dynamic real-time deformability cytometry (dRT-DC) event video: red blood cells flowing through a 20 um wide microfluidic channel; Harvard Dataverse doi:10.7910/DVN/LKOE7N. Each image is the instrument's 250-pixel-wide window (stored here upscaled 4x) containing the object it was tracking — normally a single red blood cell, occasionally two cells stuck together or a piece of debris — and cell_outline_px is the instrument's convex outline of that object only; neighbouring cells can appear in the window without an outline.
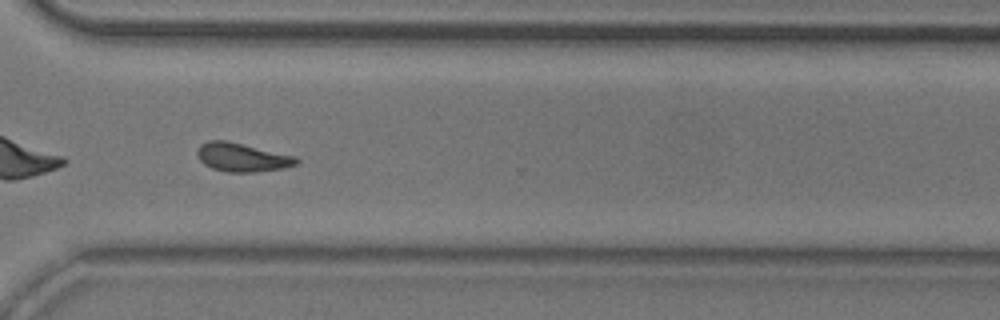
{"species": "common noctule bat (a hibernating species)", "species_latin": "Nyctalus noctula", "temperature_condition": "room temperature", "stored_images_in_passage": 54, "camera_frame_rate_fps": 3000, "um_per_image_px": 0.085, "animal": {"sex": "male", "body_mass_g": 20.5, "forearm_length_mm": 52.5}, "frame": {"image": 1, "passage_image": 39, "time_ms": 12.667, "image_size_px": [1000, 320], "cell_outline_px": [[300, 160], [296, 164], [284, 168], [256, 172], [228, 172], [212, 168], [204, 164], [200, 160], [196, 152], [200, 144], [208, 140], [228, 140], [296, 156]], "centroid_in_image_um": [20.58, 13.36], "position_along_channel_um": 350.0, "area_um2": 16.7}}
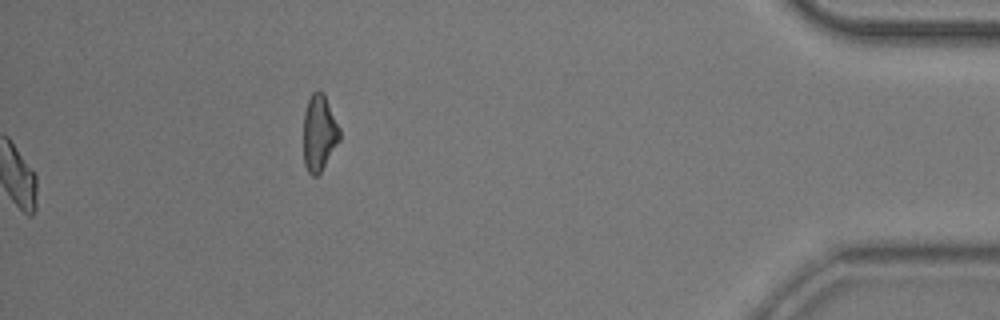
{"frame": {"image": 2, "passage_image": 54, "time_ms": 17.667, "image_size_px": [1000, 320], "cell_outline_px": [[340, 140], [320, 172], [316, 176], [312, 176], [308, 172], [304, 164], [304, 112], [308, 100], [312, 92], [316, 88], [324, 92], [340, 128]], "centroid_in_image_um": [27.13, 11.25], "position_along_channel_um": 408.1, "area_um2": 16.18}, "authors_computed_cell_mechanics": {"area_um2": 16.2129, "velocity_mm_per_s": 3.7754, "shape_relaxation_time_tau1_ms": 8.5189, "shape_relaxation_time_tau2_ms": 4.4196, "deformation_change_tau1": 0.2154, "deformation_change_tau2": 0.1335}}